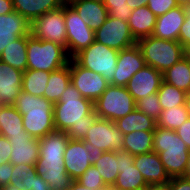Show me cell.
Listing matches in <instances>:
<instances>
[{
  "label": "cell",
  "instance_id": "obj_3",
  "mask_svg": "<svg viewBox=\"0 0 190 190\" xmlns=\"http://www.w3.org/2000/svg\"><path fill=\"white\" fill-rule=\"evenodd\" d=\"M153 151L158 153L170 178L184 176L190 150L176 131L156 125L153 136Z\"/></svg>",
  "mask_w": 190,
  "mask_h": 190
},
{
  "label": "cell",
  "instance_id": "obj_14",
  "mask_svg": "<svg viewBox=\"0 0 190 190\" xmlns=\"http://www.w3.org/2000/svg\"><path fill=\"white\" fill-rule=\"evenodd\" d=\"M146 65L137 43L118 52L117 66L113 75L114 86H126L132 76Z\"/></svg>",
  "mask_w": 190,
  "mask_h": 190
},
{
  "label": "cell",
  "instance_id": "obj_22",
  "mask_svg": "<svg viewBox=\"0 0 190 190\" xmlns=\"http://www.w3.org/2000/svg\"><path fill=\"white\" fill-rule=\"evenodd\" d=\"M185 18L183 6H178L163 15L157 16L152 36L158 39L178 41L179 31Z\"/></svg>",
  "mask_w": 190,
  "mask_h": 190
},
{
  "label": "cell",
  "instance_id": "obj_43",
  "mask_svg": "<svg viewBox=\"0 0 190 190\" xmlns=\"http://www.w3.org/2000/svg\"><path fill=\"white\" fill-rule=\"evenodd\" d=\"M95 123V121H89L87 123L74 124L70 129L66 132L70 139L74 140H83L88 133L90 127Z\"/></svg>",
  "mask_w": 190,
  "mask_h": 190
},
{
  "label": "cell",
  "instance_id": "obj_38",
  "mask_svg": "<svg viewBox=\"0 0 190 190\" xmlns=\"http://www.w3.org/2000/svg\"><path fill=\"white\" fill-rule=\"evenodd\" d=\"M136 109L148 117L153 118L155 121L159 118L162 112L161 105L159 103V97L157 93L150 94L147 97H143L135 102Z\"/></svg>",
  "mask_w": 190,
  "mask_h": 190
},
{
  "label": "cell",
  "instance_id": "obj_15",
  "mask_svg": "<svg viewBox=\"0 0 190 190\" xmlns=\"http://www.w3.org/2000/svg\"><path fill=\"white\" fill-rule=\"evenodd\" d=\"M119 174L113 187L115 189L143 190L149 186L141 172L134 165V156L127 151H116Z\"/></svg>",
  "mask_w": 190,
  "mask_h": 190
},
{
  "label": "cell",
  "instance_id": "obj_30",
  "mask_svg": "<svg viewBox=\"0 0 190 190\" xmlns=\"http://www.w3.org/2000/svg\"><path fill=\"white\" fill-rule=\"evenodd\" d=\"M71 83L70 61L66 66L50 73L43 97L53 104L61 98L67 86Z\"/></svg>",
  "mask_w": 190,
  "mask_h": 190
},
{
  "label": "cell",
  "instance_id": "obj_53",
  "mask_svg": "<svg viewBox=\"0 0 190 190\" xmlns=\"http://www.w3.org/2000/svg\"><path fill=\"white\" fill-rule=\"evenodd\" d=\"M0 190H19V189H17L13 184L9 183L7 185L0 187Z\"/></svg>",
  "mask_w": 190,
  "mask_h": 190
},
{
  "label": "cell",
  "instance_id": "obj_25",
  "mask_svg": "<svg viewBox=\"0 0 190 190\" xmlns=\"http://www.w3.org/2000/svg\"><path fill=\"white\" fill-rule=\"evenodd\" d=\"M156 18L157 16L147 5L134 9L127 22L133 37L139 40L143 37L152 36Z\"/></svg>",
  "mask_w": 190,
  "mask_h": 190
},
{
  "label": "cell",
  "instance_id": "obj_51",
  "mask_svg": "<svg viewBox=\"0 0 190 190\" xmlns=\"http://www.w3.org/2000/svg\"><path fill=\"white\" fill-rule=\"evenodd\" d=\"M143 190H167L166 185H150L145 187Z\"/></svg>",
  "mask_w": 190,
  "mask_h": 190
},
{
  "label": "cell",
  "instance_id": "obj_56",
  "mask_svg": "<svg viewBox=\"0 0 190 190\" xmlns=\"http://www.w3.org/2000/svg\"><path fill=\"white\" fill-rule=\"evenodd\" d=\"M185 57H190V46L185 49Z\"/></svg>",
  "mask_w": 190,
  "mask_h": 190
},
{
  "label": "cell",
  "instance_id": "obj_16",
  "mask_svg": "<svg viewBox=\"0 0 190 190\" xmlns=\"http://www.w3.org/2000/svg\"><path fill=\"white\" fill-rule=\"evenodd\" d=\"M162 81V72L145 65L132 76L125 87L136 102L143 97L157 93Z\"/></svg>",
  "mask_w": 190,
  "mask_h": 190
},
{
  "label": "cell",
  "instance_id": "obj_45",
  "mask_svg": "<svg viewBox=\"0 0 190 190\" xmlns=\"http://www.w3.org/2000/svg\"><path fill=\"white\" fill-rule=\"evenodd\" d=\"M11 143L3 135H0V164L10 162Z\"/></svg>",
  "mask_w": 190,
  "mask_h": 190
},
{
  "label": "cell",
  "instance_id": "obj_46",
  "mask_svg": "<svg viewBox=\"0 0 190 190\" xmlns=\"http://www.w3.org/2000/svg\"><path fill=\"white\" fill-rule=\"evenodd\" d=\"M13 165L10 162L0 164V187L10 183Z\"/></svg>",
  "mask_w": 190,
  "mask_h": 190
},
{
  "label": "cell",
  "instance_id": "obj_4",
  "mask_svg": "<svg viewBox=\"0 0 190 190\" xmlns=\"http://www.w3.org/2000/svg\"><path fill=\"white\" fill-rule=\"evenodd\" d=\"M70 59L64 46L28 35L27 69L52 72L69 64Z\"/></svg>",
  "mask_w": 190,
  "mask_h": 190
},
{
  "label": "cell",
  "instance_id": "obj_5",
  "mask_svg": "<svg viewBox=\"0 0 190 190\" xmlns=\"http://www.w3.org/2000/svg\"><path fill=\"white\" fill-rule=\"evenodd\" d=\"M136 43L142 52L146 65L162 73L185 55V48L179 41L147 36L137 40Z\"/></svg>",
  "mask_w": 190,
  "mask_h": 190
},
{
  "label": "cell",
  "instance_id": "obj_28",
  "mask_svg": "<svg viewBox=\"0 0 190 190\" xmlns=\"http://www.w3.org/2000/svg\"><path fill=\"white\" fill-rule=\"evenodd\" d=\"M27 41L28 35L18 37L8 44L0 56V61L25 72L27 69Z\"/></svg>",
  "mask_w": 190,
  "mask_h": 190
},
{
  "label": "cell",
  "instance_id": "obj_58",
  "mask_svg": "<svg viewBox=\"0 0 190 190\" xmlns=\"http://www.w3.org/2000/svg\"><path fill=\"white\" fill-rule=\"evenodd\" d=\"M94 1H97V2H101V3H103L104 0H94Z\"/></svg>",
  "mask_w": 190,
  "mask_h": 190
},
{
  "label": "cell",
  "instance_id": "obj_52",
  "mask_svg": "<svg viewBox=\"0 0 190 190\" xmlns=\"http://www.w3.org/2000/svg\"><path fill=\"white\" fill-rule=\"evenodd\" d=\"M184 106L188 112L189 118H190V92L186 94L185 103Z\"/></svg>",
  "mask_w": 190,
  "mask_h": 190
},
{
  "label": "cell",
  "instance_id": "obj_57",
  "mask_svg": "<svg viewBox=\"0 0 190 190\" xmlns=\"http://www.w3.org/2000/svg\"><path fill=\"white\" fill-rule=\"evenodd\" d=\"M187 60H188V64H189V67H190V57H186Z\"/></svg>",
  "mask_w": 190,
  "mask_h": 190
},
{
  "label": "cell",
  "instance_id": "obj_33",
  "mask_svg": "<svg viewBox=\"0 0 190 190\" xmlns=\"http://www.w3.org/2000/svg\"><path fill=\"white\" fill-rule=\"evenodd\" d=\"M154 131H134L124 134L123 150L133 156L153 151Z\"/></svg>",
  "mask_w": 190,
  "mask_h": 190
},
{
  "label": "cell",
  "instance_id": "obj_36",
  "mask_svg": "<svg viewBox=\"0 0 190 190\" xmlns=\"http://www.w3.org/2000/svg\"><path fill=\"white\" fill-rule=\"evenodd\" d=\"M189 118L184 105L175 106L162 110L161 115L156 121V125L162 128L175 131Z\"/></svg>",
  "mask_w": 190,
  "mask_h": 190
},
{
  "label": "cell",
  "instance_id": "obj_32",
  "mask_svg": "<svg viewBox=\"0 0 190 190\" xmlns=\"http://www.w3.org/2000/svg\"><path fill=\"white\" fill-rule=\"evenodd\" d=\"M163 81L188 93L190 92V67L184 56L162 73Z\"/></svg>",
  "mask_w": 190,
  "mask_h": 190
},
{
  "label": "cell",
  "instance_id": "obj_7",
  "mask_svg": "<svg viewBox=\"0 0 190 190\" xmlns=\"http://www.w3.org/2000/svg\"><path fill=\"white\" fill-rule=\"evenodd\" d=\"M118 50L94 41L88 48L76 54L73 59L82 67L101 74L111 85L117 66Z\"/></svg>",
  "mask_w": 190,
  "mask_h": 190
},
{
  "label": "cell",
  "instance_id": "obj_12",
  "mask_svg": "<svg viewBox=\"0 0 190 190\" xmlns=\"http://www.w3.org/2000/svg\"><path fill=\"white\" fill-rule=\"evenodd\" d=\"M71 83L80 91L82 97L95 102L107 89L110 83L101 75L80 66L70 59Z\"/></svg>",
  "mask_w": 190,
  "mask_h": 190
},
{
  "label": "cell",
  "instance_id": "obj_29",
  "mask_svg": "<svg viewBox=\"0 0 190 190\" xmlns=\"http://www.w3.org/2000/svg\"><path fill=\"white\" fill-rule=\"evenodd\" d=\"M116 127L122 134H129L134 131H154L156 121L136 108L126 116L114 121Z\"/></svg>",
  "mask_w": 190,
  "mask_h": 190
},
{
  "label": "cell",
  "instance_id": "obj_23",
  "mask_svg": "<svg viewBox=\"0 0 190 190\" xmlns=\"http://www.w3.org/2000/svg\"><path fill=\"white\" fill-rule=\"evenodd\" d=\"M94 32L107 20L109 14L103 3L94 0H66Z\"/></svg>",
  "mask_w": 190,
  "mask_h": 190
},
{
  "label": "cell",
  "instance_id": "obj_26",
  "mask_svg": "<svg viewBox=\"0 0 190 190\" xmlns=\"http://www.w3.org/2000/svg\"><path fill=\"white\" fill-rule=\"evenodd\" d=\"M12 2L14 11L32 22L44 13L58 9L66 0H12Z\"/></svg>",
  "mask_w": 190,
  "mask_h": 190
},
{
  "label": "cell",
  "instance_id": "obj_9",
  "mask_svg": "<svg viewBox=\"0 0 190 190\" xmlns=\"http://www.w3.org/2000/svg\"><path fill=\"white\" fill-rule=\"evenodd\" d=\"M30 34L39 40L58 43L67 50L64 4L35 18L30 23Z\"/></svg>",
  "mask_w": 190,
  "mask_h": 190
},
{
  "label": "cell",
  "instance_id": "obj_48",
  "mask_svg": "<svg viewBox=\"0 0 190 190\" xmlns=\"http://www.w3.org/2000/svg\"><path fill=\"white\" fill-rule=\"evenodd\" d=\"M14 11L12 0H0V15L12 13Z\"/></svg>",
  "mask_w": 190,
  "mask_h": 190
},
{
  "label": "cell",
  "instance_id": "obj_20",
  "mask_svg": "<svg viewBox=\"0 0 190 190\" xmlns=\"http://www.w3.org/2000/svg\"><path fill=\"white\" fill-rule=\"evenodd\" d=\"M23 72L0 61V104L14 105L22 91Z\"/></svg>",
  "mask_w": 190,
  "mask_h": 190
},
{
  "label": "cell",
  "instance_id": "obj_8",
  "mask_svg": "<svg viewBox=\"0 0 190 190\" xmlns=\"http://www.w3.org/2000/svg\"><path fill=\"white\" fill-rule=\"evenodd\" d=\"M135 104L126 87L110 84L94 102V111L100 118L114 122L131 113L136 108Z\"/></svg>",
  "mask_w": 190,
  "mask_h": 190
},
{
  "label": "cell",
  "instance_id": "obj_35",
  "mask_svg": "<svg viewBox=\"0 0 190 190\" xmlns=\"http://www.w3.org/2000/svg\"><path fill=\"white\" fill-rule=\"evenodd\" d=\"M94 166L98 169L106 186H113L116 182L118 171V160H116V152L105 151L95 162Z\"/></svg>",
  "mask_w": 190,
  "mask_h": 190
},
{
  "label": "cell",
  "instance_id": "obj_49",
  "mask_svg": "<svg viewBox=\"0 0 190 190\" xmlns=\"http://www.w3.org/2000/svg\"><path fill=\"white\" fill-rule=\"evenodd\" d=\"M67 190H92V189L81 185L76 180H73L71 186ZM100 190H116V189L113 186H106Z\"/></svg>",
  "mask_w": 190,
  "mask_h": 190
},
{
  "label": "cell",
  "instance_id": "obj_11",
  "mask_svg": "<svg viewBox=\"0 0 190 190\" xmlns=\"http://www.w3.org/2000/svg\"><path fill=\"white\" fill-rule=\"evenodd\" d=\"M95 41L105 46L123 50L136 44L127 22L108 16L107 20L94 32Z\"/></svg>",
  "mask_w": 190,
  "mask_h": 190
},
{
  "label": "cell",
  "instance_id": "obj_10",
  "mask_svg": "<svg viewBox=\"0 0 190 190\" xmlns=\"http://www.w3.org/2000/svg\"><path fill=\"white\" fill-rule=\"evenodd\" d=\"M64 16L67 34V53L70 58L94 41V31L85 24L79 14L67 3H64Z\"/></svg>",
  "mask_w": 190,
  "mask_h": 190
},
{
  "label": "cell",
  "instance_id": "obj_1",
  "mask_svg": "<svg viewBox=\"0 0 190 190\" xmlns=\"http://www.w3.org/2000/svg\"><path fill=\"white\" fill-rule=\"evenodd\" d=\"M54 127L67 132L74 124L96 121L94 102L82 97L80 91L70 83L61 98L54 104Z\"/></svg>",
  "mask_w": 190,
  "mask_h": 190
},
{
  "label": "cell",
  "instance_id": "obj_24",
  "mask_svg": "<svg viewBox=\"0 0 190 190\" xmlns=\"http://www.w3.org/2000/svg\"><path fill=\"white\" fill-rule=\"evenodd\" d=\"M10 183L19 190H50L49 184L37 173L35 164H15Z\"/></svg>",
  "mask_w": 190,
  "mask_h": 190
},
{
  "label": "cell",
  "instance_id": "obj_41",
  "mask_svg": "<svg viewBox=\"0 0 190 190\" xmlns=\"http://www.w3.org/2000/svg\"><path fill=\"white\" fill-rule=\"evenodd\" d=\"M146 5L156 16L163 15L179 6L176 0H148Z\"/></svg>",
  "mask_w": 190,
  "mask_h": 190
},
{
  "label": "cell",
  "instance_id": "obj_31",
  "mask_svg": "<svg viewBox=\"0 0 190 190\" xmlns=\"http://www.w3.org/2000/svg\"><path fill=\"white\" fill-rule=\"evenodd\" d=\"M69 140L65 131H50L39 139V156L63 157Z\"/></svg>",
  "mask_w": 190,
  "mask_h": 190
},
{
  "label": "cell",
  "instance_id": "obj_55",
  "mask_svg": "<svg viewBox=\"0 0 190 190\" xmlns=\"http://www.w3.org/2000/svg\"><path fill=\"white\" fill-rule=\"evenodd\" d=\"M179 6L190 4V0H176Z\"/></svg>",
  "mask_w": 190,
  "mask_h": 190
},
{
  "label": "cell",
  "instance_id": "obj_44",
  "mask_svg": "<svg viewBox=\"0 0 190 190\" xmlns=\"http://www.w3.org/2000/svg\"><path fill=\"white\" fill-rule=\"evenodd\" d=\"M167 190H190V179L181 177H173L166 184Z\"/></svg>",
  "mask_w": 190,
  "mask_h": 190
},
{
  "label": "cell",
  "instance_id": "obj_37",
  "mask_svg": "<svg viewBox=\"0 0 190 190\" xmlns=\"http://www.w3.org/2000/svg\"><path fill=\"white\" fill-rule=\"evenodd\" d=\"M186 94V92L166 83L165 81L161 82L160 88L157 92L162 110L184 105Z\"/></svg>",
  "mask_w": 190,
  "mask_h": 190
},
{
  "label": "cell",
  "instance_id": "obj_6",
  "mask_svg": "<svg viewBox=\"0 0 190 190\" xmlns=\"http://www.w3.org/2000/svg\"><path fill=\"white\" fill-rule=\"evenodd\" d=\"M83 141L90 154V164L94 165L103 152L123 150L124 137L114 122L98 117Z\"/></svg>",
  "mask_w": 190,
  "mask_h": 190
},
{
  "label": "cell",
  "instance_id": "obj_13",
  "mask_svg": "<svg viewBox=\"0 0 190 190\" xmlns=\"http://www.w3.org/2000/svg\"><path fill=\"white\" fill-rule=\"evenodd\" d=\"M35 168L50 190H67L71 186L73 179L66 171L63 157L39 156Z\"/></svg>",
  "mask_w": 190,
  "mask_h": 190
},
{
  "label": "cell",
  "instance_id": "obj_40",
  "mask_svg": "<svg viewBox=\"0 0 190 190\" xmlns=\"http://www.w3.org/2000/svg\"><path fill=\"white\" fill-rule=\"evenodd\" d=\"M103 4L107 8L109 16L128 22L133 10L130 9L126 0H104Z\"/></svg>",
  "mask_w": 190,
  "mask_h": 190
},
{
  "label": "cell",
  "instance_id": "obj_19",
  "mask_svg": "<svg viewBox=\"0 0 190 190\" xmlns=\"http://www.w3.org/2000/svg\"><path fill=\"white\" fill-rule=\"evenodd\" d=\"M89 151L83 140L70 139L64 152V166L73 180L80 177L91 164Z\"/></svg>",
  "mask_w": 190,
  "mask_h": 190
},
{
  "label": "cell",
  "instance_id": "obj_42",
  "mask_svg": "<svg viewBox=\"0 0 190 190\" xmlns=\"http://www.w3.org/2000/svg\"><path fill=\"white\" fill-rule=\"evenodd\" d=\"M183 7L185 10L186 18L183 25L180 28L178 41L186 49L190 46V4L184 5Z\"/></svg>",
  "mask_w": 190,
  "mask_h": 190
},
{
  "label": "cell",
  "instance_id": "obj_18",
  "mask_svg": "<svg viewBox=\"0 0 190 190\" xmlns=\"http://www.w3.org/2000/svg\"><path fill=\"white\" fill-rule=\"evenodd\" d=\"M30 23L16 11L0 15V56L8 44L30 34Z\"/></svg>",
  "mask_w": 190,
  "mask_h": 190
},
{
  "label": "cell",
  "instance_id": "obj_39",
  "mask_svg": "<svg viewBox=\"0 0 190 190\" xmlns=\"http://www.w3.org/2000/svg\"><path fill=\"white\" fill-rule=\"evenodd\" d=\"M81 185L90 188L92 190H100L106 187L98 169L91 165L85 172L76 179Z\"/></svg>",
  "mask_w": 190,
  "mask_h": 190
},
{
  "label": "cell",
  "instance_id": "obj_2",
  "mask_svg": "<svg viewBox=\"0 0 190 190\" xmlns=\"http://www.w3.org/2000/svg\"><path fill=\"white\" fill-rule=\"evenodd\" d=\"M22 114L23 127L32 138L41 139L54 130V104L44 97L21 91L14 104Z\"/></svg>",
  "mask_w": 190,
  "mask_h": 190
},
{
  "label": "cell",
  "instance_id": "obj_54",
  "mask_svg": "<svg viewBox=\"0 0 190 190\" xmlns=\"http://www.w3.org/2000/svg\"><path fill=\"white\" fill-rule=\"evenodd\" d=\"M184 177L190 179V152H189V160H188V164H187V168H186Z\"/></svg>",
  "mask_w": 190,
  "mask_h": 190
},
{
  "label": "cell",
  "instance_id": "obj_50",
  "mask_svg": "<svg viewBox=\"0 0 190 190\" xmlns=\"http://www.w3.org/2000/svg\"><path fill=\"white\" fill-rule=\"evenodd\" d=\"M130 9L134 10L138 7L146 6L148 0H126Z\"/></svg>",
  "mask_w": 190,
  "mask_h": 190
},
{
  "label": "cell",
  "instance_id": "obj_17",
  "mask_svg": "<svg viewBox=\"0 0 190 190\" xmlns=\"http://www.w3.org/2000/svg\"><path fill=\"white\" fill-rule=\"evenodd\" d=\"M134 165L150 185H166L171 179L167 174L158 153L152 151L134 156Z\"/></svg>",
  "mask_w": 190,
  "mask_h": 190
},
{
  "label": "cell",
  "instance_id": "obj_34",
  "mask_svg": "<svg viewBox=\"0 0 190 190\" xmlns=\"http://www.w3.org/2000/svg\"><path fill=\"white\" fill-rule=\"evenodd\" d=\"M51 72L26 69L23 72L22 91L43 97Z\"/></svg>",
  "mask_w": 190,
  "mask_h": 190
},
{
  "label": "cell",
  "instance_id": "obj_27",
  "mask_svg": "<svg viewBox=\"0 0 190 190\" xmlns=\"http://www.w3.org/2000/svg\"><path fill=\"white\" fill-rule=\"evenodd\" d=\"M22 114L14 105L0 104V135L10 136L29 135L23 127Z\"/></svg>",
  "mask_w": 190,
  "mask_h": 190
},
{
  "label": "cell",
  "instance_id": "obj_47",
  "mask_svg": "<svg viewBox=\"0 0 190 190\" xmlns=\"http://www.w3.org/2000/svg\"><path fill=\"white\" fill-rule=\"evenodd\" d=\"M175 131L177 135L185 142L187 148L190 150V118H188Z\"/></svg>",
  "mask_w": 190,
  "mask_h": 190
},
{
  "label": "cell",
  "instance_id": "obj_21",
  "mask_svg": "<svg viewBox=\"0 0 190 190\" xmlns=\"http://www.w3.org/2000/svg\"><path fill=\"white\" fill-rule=\"evenodd\" d=\"M11 143L10 163L36 164L39 158V139L30 135L10 136Z\"/></svg>",
  "mask_w": 190,
  "mask_h": 190
}]
</instances>
